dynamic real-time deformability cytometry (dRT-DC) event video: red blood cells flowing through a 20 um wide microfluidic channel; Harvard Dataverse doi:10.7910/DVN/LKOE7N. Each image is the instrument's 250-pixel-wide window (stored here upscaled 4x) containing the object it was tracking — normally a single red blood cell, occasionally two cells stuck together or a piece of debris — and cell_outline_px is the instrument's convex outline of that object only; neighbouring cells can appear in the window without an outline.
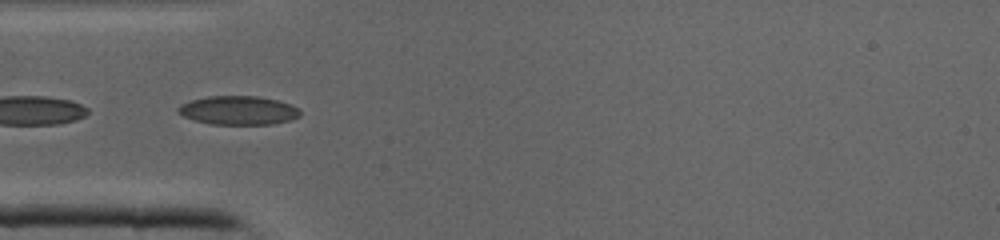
{"species": "common noctule bat (a hibernating species)", "species_latin": "Nyctalus noctula", "temperature_condition": "cold", "stored_images_in_passage": 18, "camera_frame_rate_fps": 3000, "um_per_image_px": 0.085, "animal": {"sex": "male", "body_mass_g": 19.0, "forearm_length_mm": 50.8}, "frame": {"image": 1, "passage_image": 11, "time_ms": 3.333, "image_size_px": [1000, 240], "cell_outline_px": [[300, 116], [292, 120], [272, 124], [212, 124], [196, 120], [184, 116], [176, 108], [180, 104], [192, 100], [208, 96], [256, 96], [276, 100], [292, 104], [300, 112]], "centroid_in_image_um": [20.28, 9.38], "position_along_channel_um": 64.7, "area_um2": 20.29}}
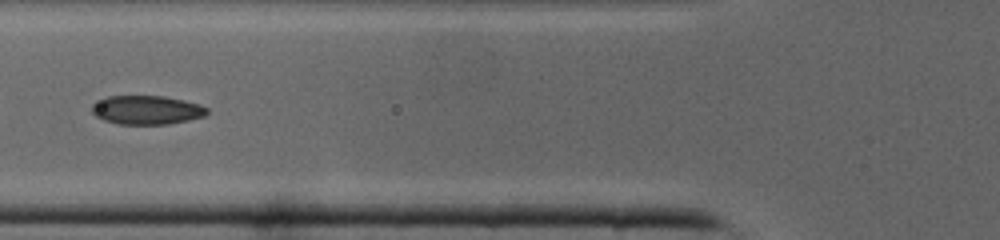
{"frame": {"image": 2, "passage_image": 14, "time_ms": 4.333, "image_size_px": [1000, 240], "cell_outline_px": [[208, 112], [204, 116], [188, 120], [168, 124], [120, 124], [104, 120], [96, 116], [92, 112], [92, 104], [108, 96], [164, 96], [184, 100], [200, 104], [208, 108]], "centroid_in_image_um": [12.49, 9.34], "position_along_channel_um": 113.3, "area_um2": 19.31}}
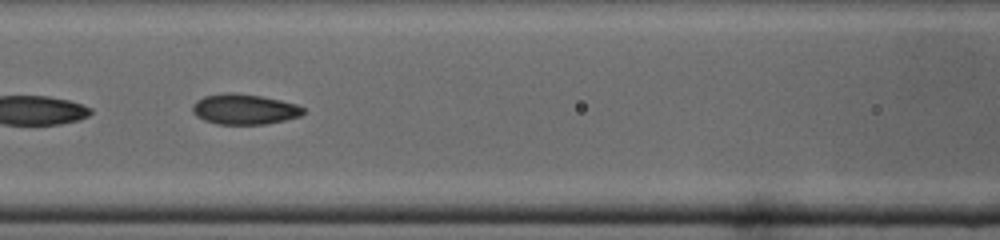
{"frame": {"image": 3, "passage_image": 16, "time_ms": 5.0, "image_size_px": [1000, 240], "cell_outline_px": [[304, 112], [300, 116], [284, 120], [264, 124], [216, 124], [204, 120], [196, 116], [192, 112], [192, 104], [196, 100], [204, 96], [224, 92], [232, 92], [260, 96], [280, 100], [296, 104], [304, 108]], "centroid_in_image_um": [20.72, 9.28], "position_along_channel_um": 145.9, "area_um2": 19.65}}